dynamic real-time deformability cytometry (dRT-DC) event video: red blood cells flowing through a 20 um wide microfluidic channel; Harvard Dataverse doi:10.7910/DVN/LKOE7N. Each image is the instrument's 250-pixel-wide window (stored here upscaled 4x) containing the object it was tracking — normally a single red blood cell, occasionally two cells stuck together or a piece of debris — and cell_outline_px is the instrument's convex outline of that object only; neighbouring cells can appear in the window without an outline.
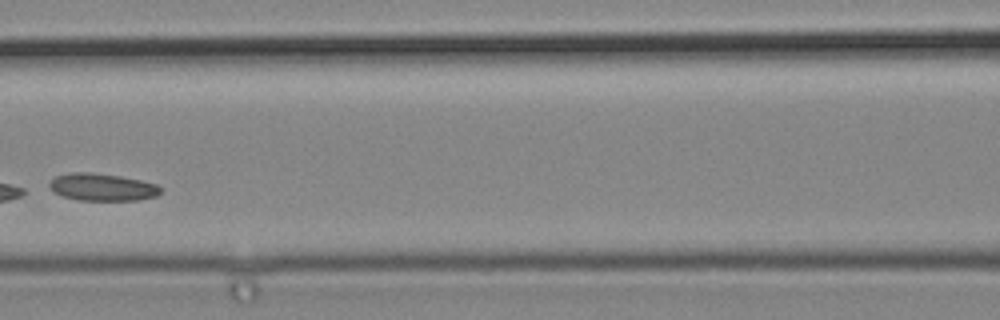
{"species": "common noctule bat (a hibernating species)", "species_latin": "Nyctalus noctula", "temperature_condition": "cold", "stored_images_in_passage": 5, "camera_frame_rate_fps": 3000, "um_per_image_px": 0.085, "animal": {"sex": "male", "body_mass_g": 19.2, "forearm_length_mm": 51.8}, "frame": {"image": 1, "passage_image": 4, "time_ms": 1.0, "image_size_px": [1000, 320], "cell_outline_px": [[164, 188], [156, 196], [140, 200], [80, 200], [64, 196], [52, 192], [48, 184], [56, 176], [76, 172], [92, 172], [120, 176], [140, 180], [156, 184]], "centroid_in_image_um": [8.72, 15.91], "position_along_channel_um": 157.9, "area_um2": 17.69}}
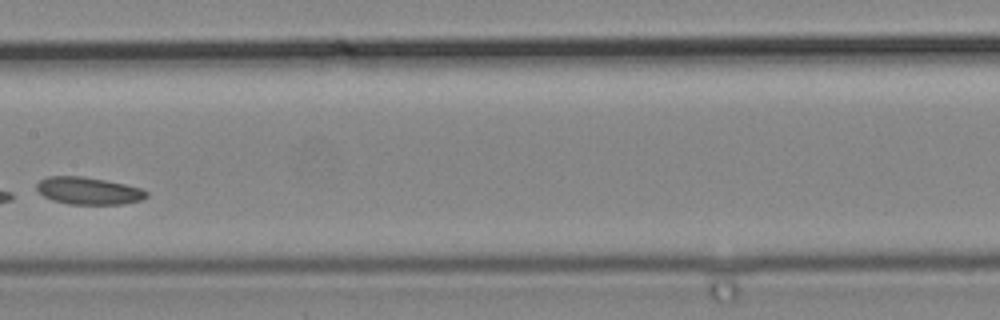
{"frame": {"image": 2, "passage_image": 5, "time_ms": 1.333, "image_size_px": [1000, 320], "cell_outline_px": [[148, 196], [144, 200], [120, 204], [68, 204], [52, 200], [44, 196], [36, 188], [36, 184], [40, 180], [48, 176], [80, 176], [104, 180], [124, 184], [140, 188], [148, 192]], "centroid_in_image_um": [7.53, 16.22], "position_along_channel_um": 199.9, "area_um2": 17.4}}